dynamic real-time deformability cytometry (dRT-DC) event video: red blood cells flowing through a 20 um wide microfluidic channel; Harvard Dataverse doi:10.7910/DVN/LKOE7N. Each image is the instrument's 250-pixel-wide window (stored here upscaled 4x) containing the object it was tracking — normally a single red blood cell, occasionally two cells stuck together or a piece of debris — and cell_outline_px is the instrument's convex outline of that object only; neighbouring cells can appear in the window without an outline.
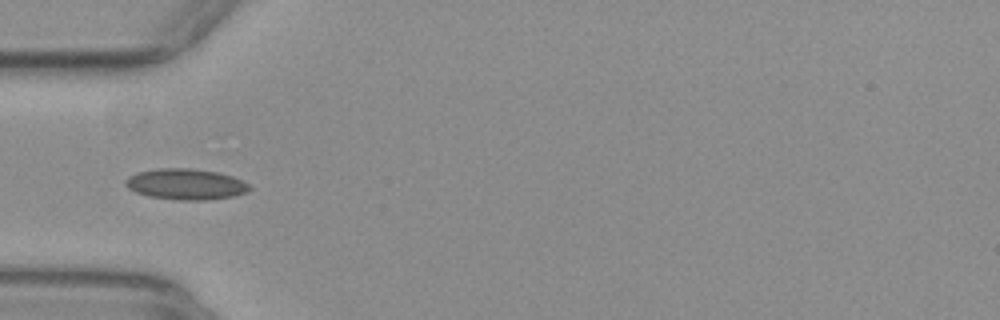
{"species": "common noctule bat (a hibernating species)", "species_latin": "Nyctalus noctula", "temperature_condition": "warm", "stored_images_in_passage": 37, "camera_frame_rate_fps": 3000, "um_per_image_px": 0.085, "animal": {"sex": "female", "body_mass_g": 29.2, "forearm_length_mm": 56.3}, "frame": {"image": 1, "passage_image": 1, "time_ms": 0.0, "image_size_px": [1000, 320], "cell_outline_px": [[252, 188], [248, 192], [232, 196], [208, 200], [180, 200], [148, 196], [136, 192], [128, 188], [124, 184], [124, 180], [128, 176], [136, 172], [156, 168], [192, 168], [216, 172], [232, 176], [248, 184]], "centroid_in_image_um": [15.76, 15.65], "position_along_channel_um": 69.2, "area_um2": 22.43}}
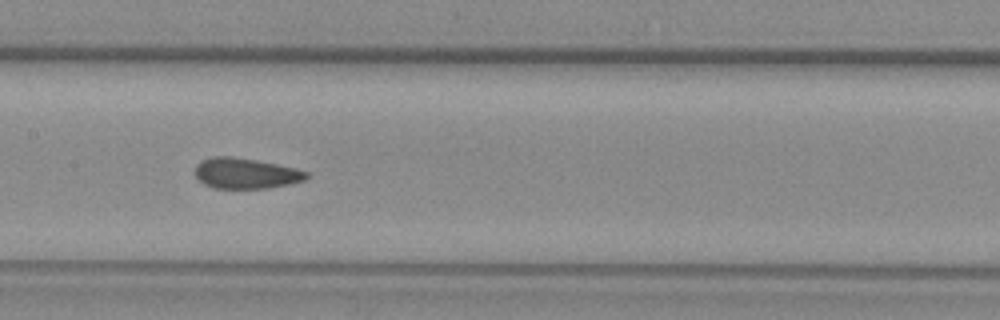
{"frame": {"image": 2, "passage_image": 10, "time_ms": 3.0, "image_size_px": [1000, 320], "cell_outline_px": [[308, 176], [304, 180], [292, 184], [268, 188], [212, 188], [204, 184], [192, 172], [196, 164], [200, 160], [212, 156], [228, 156], [256, 160], [276, 164], [308, 172]], "centroid_in_image_um": [20.82, 14.73], "position_along_channel_um": 186.6, "area_um2": 19.94}}
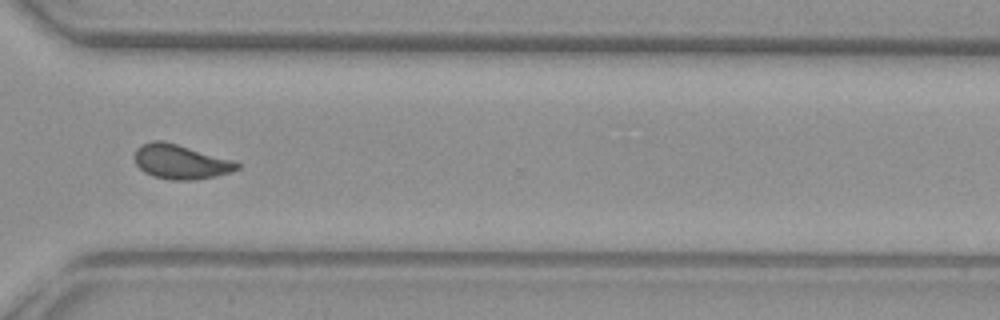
{"frame": {"image": 3, "passage_image": 23, "time_ms": 7.333, "image_size_px": [1000, 320], "cell_outline_px": [[240, 168], [232, 172], [216, 176], [196, 180], [168, 180], [152, 176], [144, 172], [136, 164], [136, 148], [140, 144], [152, 140], [164, 140], [232, 160], [240, 164]], "centroid_in_image_um": [15.34, 13.75], "position_along_channel_um": 355.3, "area_um2": 20.69}, "authors_computed_cell_mechanics": {"area_um2": 20.2878, "velocity_mm_per_s": 3.8986, "shape_relaxation_time_tau1_ms": null, "shape_relaxation_time_tau2_ms": 1.3035, "deformation_change_tau1": null, "deformation_change_tau2": 0.0584}}